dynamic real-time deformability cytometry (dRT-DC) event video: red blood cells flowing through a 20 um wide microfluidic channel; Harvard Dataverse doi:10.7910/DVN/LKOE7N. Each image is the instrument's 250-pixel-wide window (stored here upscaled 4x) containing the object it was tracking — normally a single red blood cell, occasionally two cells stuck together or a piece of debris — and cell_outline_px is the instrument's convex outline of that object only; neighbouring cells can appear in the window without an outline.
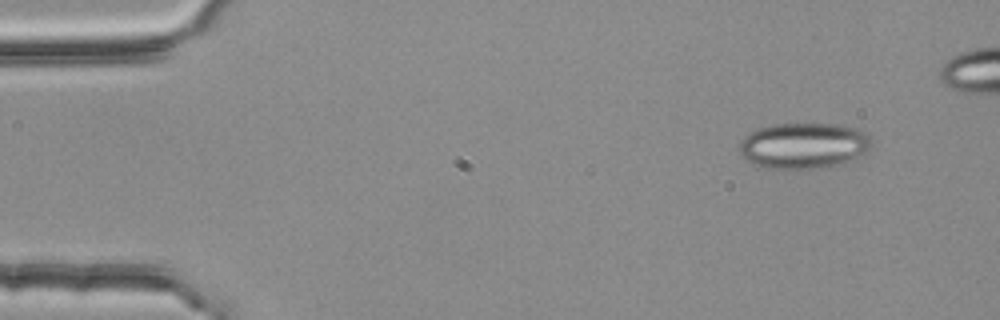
{"species": "common noctule bat (a hibernating species)", "species_latin": "Nyctalus noctula", "temperature_condition": "room temperature", "stored_images_in_passage": 5, "segment_of_instrument_passage": [1, 2], "camera_frame_rate_fps": 3000, "um_per_image_px": 0.085, "animal": {"sex": "female", "body_mass_g": 25.1}, "frame": {"image": 1, "passage_image": 1, "time_ms": 0.0, "image_size_px": [1000, 320], "cell_outline_px": [[872, 148], [844, 164], [812, 168], [768, 168], [752, 164], [740, 152], [740, 140], [748, 132], [756, 128], [772, 124], [836, 124], [856, 128], [872, 136]], "centroid_in_image_um": [68.33, 12.36], "position_along_channel_um": 16.7, "area_um2": 35.49}}